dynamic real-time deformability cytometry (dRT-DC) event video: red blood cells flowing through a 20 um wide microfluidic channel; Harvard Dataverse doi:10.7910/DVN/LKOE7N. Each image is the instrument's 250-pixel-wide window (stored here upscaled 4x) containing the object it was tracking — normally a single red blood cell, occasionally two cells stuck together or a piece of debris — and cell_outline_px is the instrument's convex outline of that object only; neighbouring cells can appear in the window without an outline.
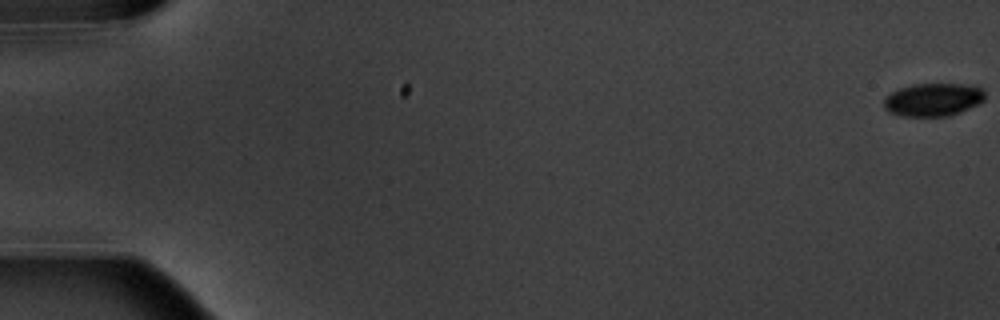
{"species": "common noctule bat (a hibernating species)", "species_latin": "Nyctalus noctula", "temperature_condition": "warm", "stored_images_in_passage": 16, "camera_frame_rate_fps": 3000, "um_per_image_px": 0.085, "animal": {"sex": "male", "body_mass_g": 20.1, "forearm_length_mm": 53.5}, "frame": {"image": 1, "passage_image": 1, "time_ms": 0.0, "image_size_px": [1000, 320], "cell_outline_px": [[984, 100], [960, 112], [948, 116], [904, 116], [888, 112], [884, 108], [884, 100], [892, 92], [900, 88], [912, 84], [968, 84], [984, 88]], "centroid_in_image_um": [79.32, 8.46], "position_along_channel_um": 5.7, "area_um2": 19.36}}
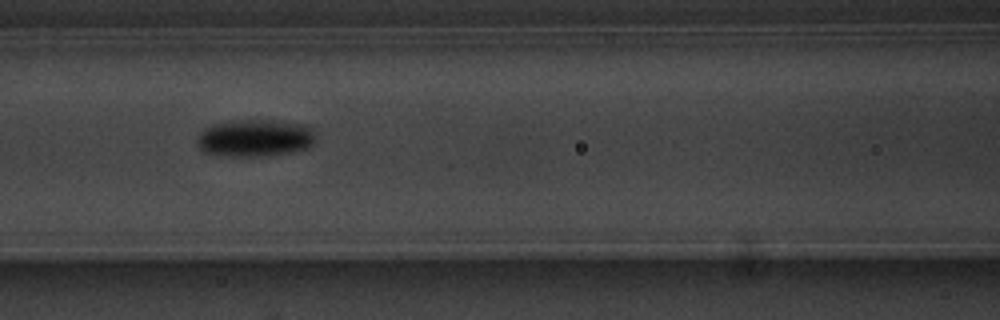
{"frame": {"image": 2, "passage_image": 8, "time_ms": 8.667, "image_size_px": [1000, 320], "cell_outline_px": [[316, 140], [308, 148], [292, 152], [268, 156], [232, 156], [204, 152], [196, 144], [196, 140], [200, 132], [204, 128], [212, 124], [244, 120], [280, 120], [304, 124], [312, 128]], "centroid_in_image_um": [21.7, 11.73], "position_along_channel_um": 144.9, "area_um2": 25.95}}
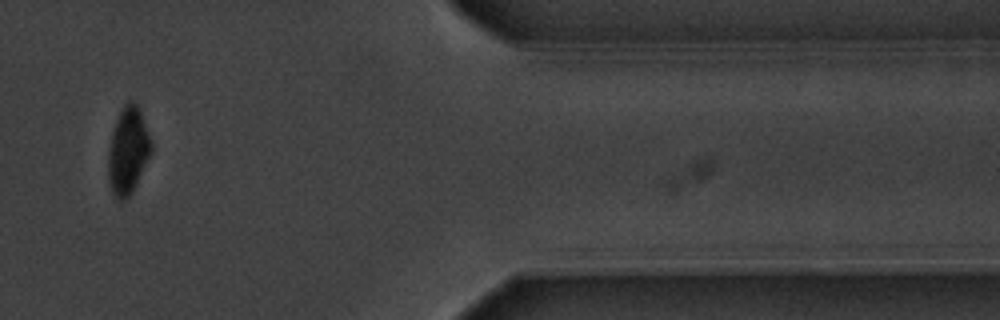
{"frame": {"image": 3, "passage_image": 14, "time_ms": 16.667, "image_size_px": [1000, 320], "cell_outline_px": [[152, 152], [132, 192], [124, 200], [120, 200], [112, 192], [108, 180], [108, 152], [112, 132], [116, 120], [124, 104], [128, 100], [132, 100], [140, 108], [152, 140]], "centroid_in_image_um": [10.9, 12.77], "position_along_channel_um": 400.5, "area_um2": 21.85}, "authors_computed_cell_mechanics": {"area_um2": 22.2241, "velocity_mm_per_s": 3.5984, "shape_relaxation_time_tau1_ms": 2.9551, "shape_relaxation_time_tau2_ms": null, "deformation_change_tau1": 0.1111, "deformation_change_tau2": null}}